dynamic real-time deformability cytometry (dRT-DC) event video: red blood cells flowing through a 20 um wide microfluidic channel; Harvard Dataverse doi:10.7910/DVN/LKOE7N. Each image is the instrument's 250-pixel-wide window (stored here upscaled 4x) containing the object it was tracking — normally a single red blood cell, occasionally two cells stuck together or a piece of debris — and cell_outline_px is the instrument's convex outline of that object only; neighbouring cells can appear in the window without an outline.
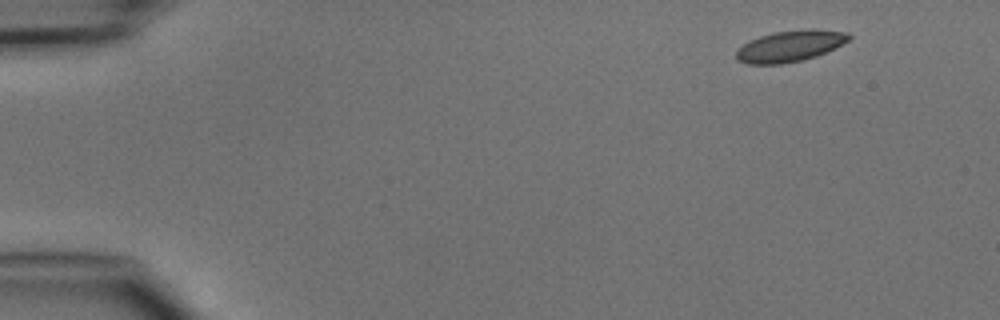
{"species": "common noctule bat (a hibernating species)", "species_latin": "Nyctalus noctula", "temperature_condition": "cold", "stored_images_in_passage": 5, "segment_of_instrument_passage": [2, 2], "camera_frame_rate_fps": 3000, "um_per_image_px": 0.085, "animal": {"sex": "male", "body_mass_g": 15.6}, "frame": {"image": 1, "passage_image": 5, "time_ms": 5.333, "image_size_px": [1000, 320], "cell_outline_px": [[852, 36], [848, 40], [816, 56], [800, 60], [780, 64], [748, 64], [740, 60], [736, 56], [736, 52], [744, 44], [760, 36], [776, 32], [812, 28], [848, 32]], "centroid_in_image_um": [67.17, 3.9], "position_along_channel_um": 17.8, "area_um2": 20.0}}